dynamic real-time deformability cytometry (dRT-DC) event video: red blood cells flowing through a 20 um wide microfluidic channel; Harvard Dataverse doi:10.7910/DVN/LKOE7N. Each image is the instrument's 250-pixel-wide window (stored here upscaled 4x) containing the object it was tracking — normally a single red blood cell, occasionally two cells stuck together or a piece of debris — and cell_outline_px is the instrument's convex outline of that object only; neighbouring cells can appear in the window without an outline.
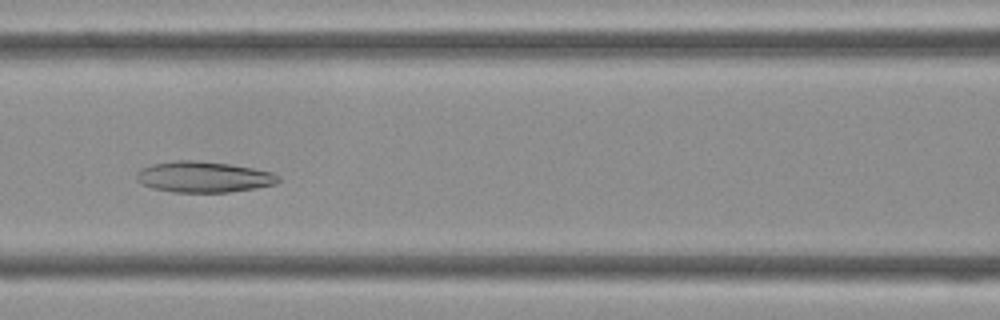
{"species": "Egyptian fruit bat (a non-hibernating species)", "species_latin": "Rousettus aegyptiacus", "temperature_condition": "cold", "stored_images_in_passage": 42, "camera_frame_rate_fps": 3000, "um_per_image_px": 0.085, "frame": {"image": 1, "passage_image": 17, "time_ms": 5.333, "image_size_px": [1000, 320], "cell_outline_px": [[280, 180], [276, 184], [256, 188], [228, 192], [172, 192], [152, 188], [140, 184], [136, 180], [136, 172], [140, 168], [152, 164], [172, 160], [196, 160], [232, 164], [272, 172], [280, 176]], "centroid_in_image_um": [17.27, 15.03], "position_along_channel_um": 149.3, "area_um2": 25.89}}
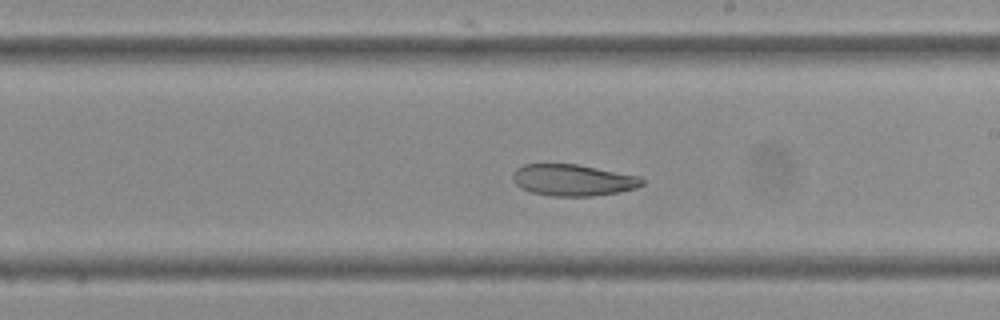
{"frame": {"image": 2, "passage_image": 23, "time_ms": 7.333, "image_size_px": [1000, 320], "cell_outline_px": [[644, 184], [636, 188], [620, 192], [592, 196], [552, 196], [532, 192], [520, 188], [512, 180], [512, 172], [516, 168], [524, 164], [576, 164], [640, 176], [644, 180]], "centroid_in_image_um": [48.69, 15.31], "position_along_channel_um": 240.3, "area_um2": 23.87}}
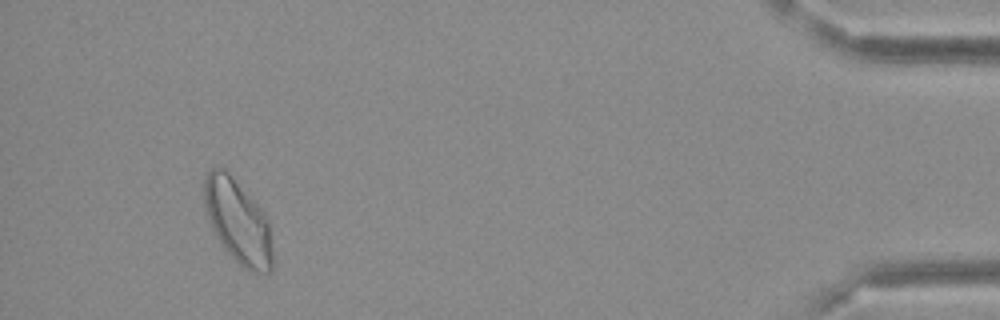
{"frame": {"image": 3, "passage_image": 39, "time_ms": 12.667, "image_size_px": [1000, 320], "cell_outline_px": [[272, 268], [268, 272], [248, 272], [224, 248], [216, 236], [208, 220], [204, 204], [204, 176], [216, 164], [224, 168], [228, 172], [264, 212], [268, 220], [272, 248]], "centroid_in_image_um": [20.2, 18.8], "position_along_channel_um": 415.0, "area_um2": 33.29}}